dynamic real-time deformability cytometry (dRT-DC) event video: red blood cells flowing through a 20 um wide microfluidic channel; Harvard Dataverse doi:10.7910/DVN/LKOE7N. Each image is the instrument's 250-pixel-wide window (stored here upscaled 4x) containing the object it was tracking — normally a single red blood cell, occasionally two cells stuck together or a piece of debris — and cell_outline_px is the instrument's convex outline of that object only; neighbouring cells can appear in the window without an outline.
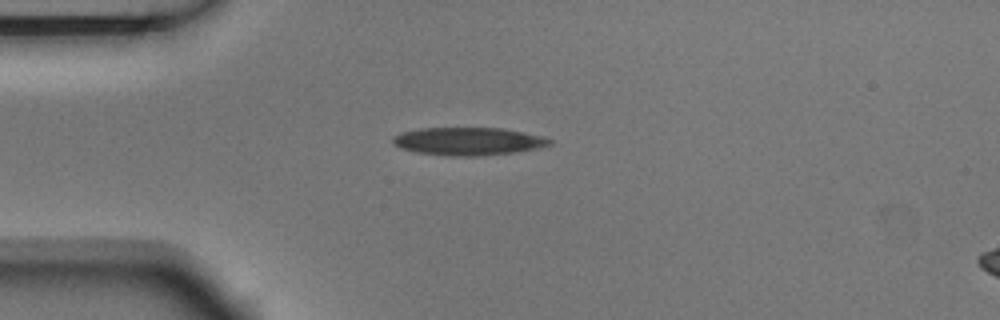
{"species": "Egyptian fruit bat (a non-hibernating species)", "species_latin": "Rousettus aegyptiacus", "temperature_condition": "room temperature", "stored_images_in_passage": 1, "camera_frame_rate_fps": 3000, "um_per_image_px": 0.085, "animal": {"sex": "male"}, "frame": {"image": 1, "passage_image": 1, "time_ms": 0.0, "image_size_px": [1000, 320], "cell_outline_px": [[552, 144], [544, 148], [516, 152], [480, 156], [444, 156], [416, 152], [400, 148], [392, 144], [392, 136], [400, 132], [420, 128], [504, 128], [544, 136], [552, 140]], "centroid_in_image_um": [39.82, 12.01], "position_along_channel_um": 45.2, "area_um2": 26.01}}